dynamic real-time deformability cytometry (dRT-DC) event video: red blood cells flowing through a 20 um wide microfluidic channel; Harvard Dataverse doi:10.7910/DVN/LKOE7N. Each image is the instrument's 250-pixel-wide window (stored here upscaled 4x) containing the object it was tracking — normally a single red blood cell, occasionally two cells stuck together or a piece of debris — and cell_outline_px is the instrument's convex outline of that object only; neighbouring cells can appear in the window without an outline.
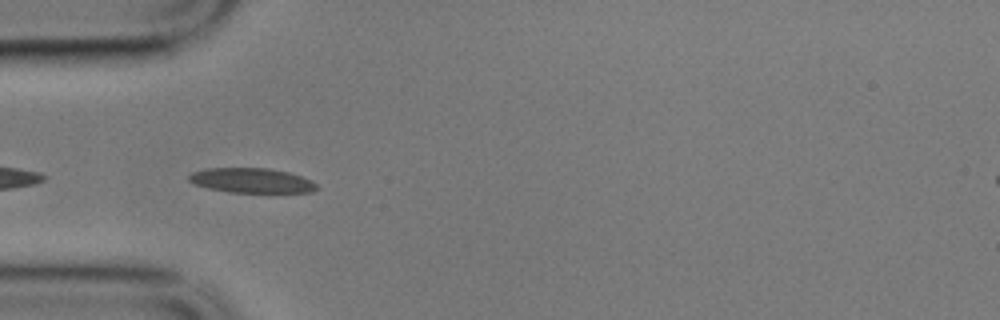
{"species": "common noctule bat (a hibernating species)", "species_latin": "Nyctalus noctula", "temperature_condition": "cold", "stored_images_in_passage": 10, "camera_frame_rate_fps": 3000, "um_per_image_px": 0.085, "animal": {"sex": "male", "body_mass_g": 17.9}, "frame": {"image": 1, "passage_image": 5, "time_ms": 1.333, "image_size_px": [1000, 320], "cell_outline_px": [[320, 188], [312, 192], [228, 192], [208, 188], [192, 184], [188, 180], [188, 176], [192, 172], [208, 168], [268, 168], [288, 172], [312, 180]], "centroid_in_image_um": [21.37, 15.34], "position_along_channel_um": 63.6, "area_um2": 18.5}}
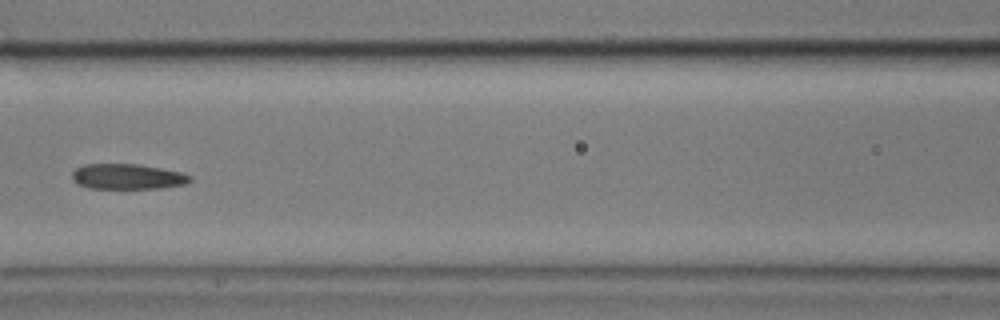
{"frame": {"image": 2, "passage_image": 7, "time_ms": 2.0, "image_size_px": [1000, 320], "cell_outline_px": [[192, 180], [184, 184], [160, 188], [88, 188], [76, 184], [72, 180], [72, 172], [76, 168], [84, 164], [140, 164], [180, 172], [192, 176]], "centroid_in_image_um": [10.8, 15.01], "position_along_channel_um": 155.8, "area_um2": 17.46}}
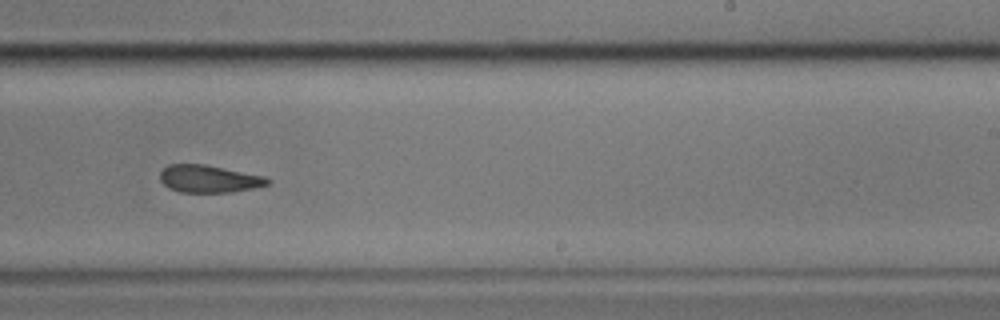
{"frame": {"image": 3, "passage_image": 10, "time_ms": 3.0, "image_size_px": [1000, 320], "cell_outline_px": [[272, 184], [256, 188], [232, 192], [180, 192], [168, 188], [160, 180], [160, 172], [168, 164], [204, 164], [264, 176], [272, 180]], "centroid_in_image_um": [17.79, 15.21], "position_along_channel_um": 271.2, "area_um2": 17.34}}